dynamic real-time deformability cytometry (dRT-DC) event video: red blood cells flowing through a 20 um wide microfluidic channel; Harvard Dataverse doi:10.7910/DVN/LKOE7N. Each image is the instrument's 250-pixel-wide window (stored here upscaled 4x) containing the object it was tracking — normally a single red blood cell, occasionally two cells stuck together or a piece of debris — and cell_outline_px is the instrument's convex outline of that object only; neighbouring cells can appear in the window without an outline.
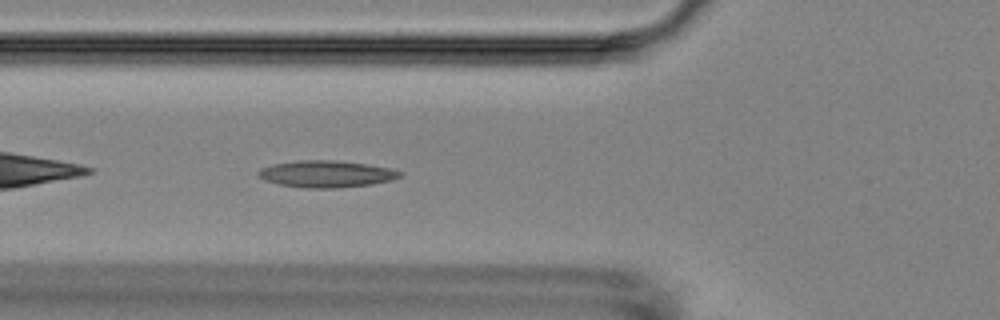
{"species": "Egyptian fruit bat (a non-hibernating species)", "species_latin": "Rousettus aegyptiacus", "temperature_condition": "room temperature", "stored_images_in_passage": 6, "camera_frame_rate_fps": 3000, "um_per_image_px": 0.085, "animal": {"sex": "female"}, "frame": {"image": 1, "passage_image": 6, "time_ms": 5.667, "image_size_px": [1000, 320], "cell_outline_px": [[404, 172], [400, 176], [392, 180], [372, 184], [340, 188], [308, 188], [280, 184], [264, 180], [256, 172], [260, 168], [272, 164], [296, 160], [336, 160], [364, 164], [388, 168]], "centroid_in_image_um": [27.72, 14.78], "position_along_channel_um": 98.1, "area_um2": 22.08}}